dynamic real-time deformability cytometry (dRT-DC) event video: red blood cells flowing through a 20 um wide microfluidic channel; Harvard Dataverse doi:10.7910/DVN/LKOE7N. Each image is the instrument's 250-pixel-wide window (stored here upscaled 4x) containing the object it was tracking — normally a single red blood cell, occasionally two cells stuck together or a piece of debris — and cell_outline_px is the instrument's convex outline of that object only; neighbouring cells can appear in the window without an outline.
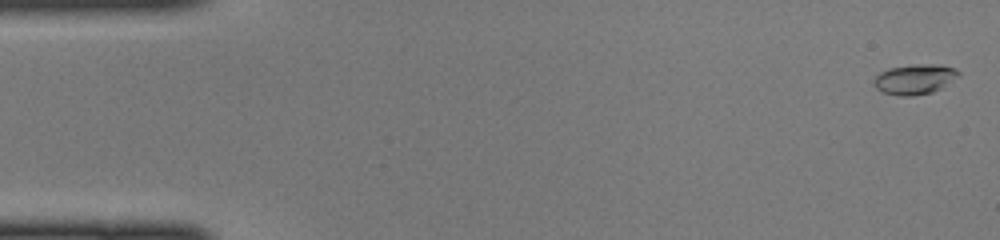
{"species": "common noctule bat (a hibernating species)", "species_latin": "Nyctalus noctula", "temperature_condition": "cold", "stored_images_in_passage": 8, "camera_frame_rate_fps": 3000, "um_per_image_px": 0.085, "animal": {"sex": "female", "body_mass_g": 22.0, "forearm_length_mm": 56.7}, "frame": {"image": 1, "passage_image": 1, "time_ms": 0.0, "image_size_px": [1000, 240], "cell_outline_px": [[960, 76], [940, 88], [932, 92], [912, 96], [900, 96], [884, 92], [876, 88], [872, 84], [872, 80], [880, 72], [888, 68], [916, 64], [940, 64], [956, 68], [960, 72]], "centroid_in_image_um": [77.75, 6.72], "position_along_channel_um": 7.2, "area_um2": 14.97}}